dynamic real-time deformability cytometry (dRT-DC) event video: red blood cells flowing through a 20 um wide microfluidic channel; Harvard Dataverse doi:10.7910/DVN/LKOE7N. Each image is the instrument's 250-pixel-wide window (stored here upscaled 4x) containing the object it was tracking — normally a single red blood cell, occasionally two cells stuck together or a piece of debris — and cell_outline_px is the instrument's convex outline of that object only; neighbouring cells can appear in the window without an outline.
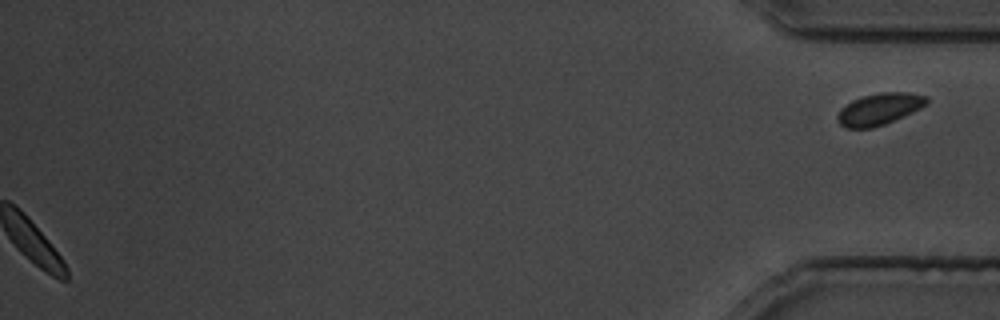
{"species": "common noctule bat (a hibernating species)", "species_latin": "Nyctalus noctula", "temperature_condition": "cold", "stored_images_in_passage": 28, "segment_of_instrument_passage": [2, 2], "camera_frame_rate_fps": 3000, "um_per_image_px": 0.085, "animal": {"sex": "male", "body_mass_g": 19.5, "forearm_length_mm": 54.6}, "frame": {"image": 1, "passage_image": 28, "time_ms": 32.667, "image_size_px": [1000, 320], "cell_outline_px": [[928, 100], [920, 108], [884, 124], [872, 128], [848, 128], [840, 124], [836, 120], [836, 116], [840, 108], [852, 100], [864, 96], [880, 92], [908, 92], [928, 96]], "centroid_in_image_um": [74.69, 9.26], "position_along_channel_um": 360.5, "area_um2": 16.3}}